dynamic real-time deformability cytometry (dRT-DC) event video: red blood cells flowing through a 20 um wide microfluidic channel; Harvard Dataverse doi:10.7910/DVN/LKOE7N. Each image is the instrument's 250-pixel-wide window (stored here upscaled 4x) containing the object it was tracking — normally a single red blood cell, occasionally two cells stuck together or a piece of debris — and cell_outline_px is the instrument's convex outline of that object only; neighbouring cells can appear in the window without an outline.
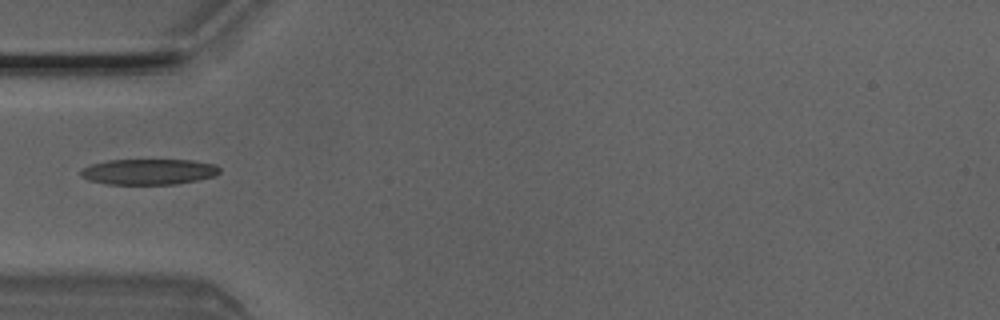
{"species": "Egyptian fruit bat (a non-hibernating species)", "species_latin": "Rousettus aegyptiacus", "temperature_condition": "room temperature", "stored_images_in_passage": 5, "camera_frame_rate_fps": 3000, "um_per_image_px": 0.085, "animal": {"sex": "male"}, "frame": {"image": 1, "passage_image": 4, "time_ms": 1.0, "image_size_px": [1000, 320], "cell_outline_px": [[220, 172], [216, 176], [200, 180], [176, 184], [108, 184], [88, 180], [80, 176], [80, 168], [92, 164], [108, 160], [192, 160], [216, 164], [220, 168]], "centroid_in_image_um": [12.66, 14.6], "position_along_channel_um": 72.3, "area_um2": 21.04}}